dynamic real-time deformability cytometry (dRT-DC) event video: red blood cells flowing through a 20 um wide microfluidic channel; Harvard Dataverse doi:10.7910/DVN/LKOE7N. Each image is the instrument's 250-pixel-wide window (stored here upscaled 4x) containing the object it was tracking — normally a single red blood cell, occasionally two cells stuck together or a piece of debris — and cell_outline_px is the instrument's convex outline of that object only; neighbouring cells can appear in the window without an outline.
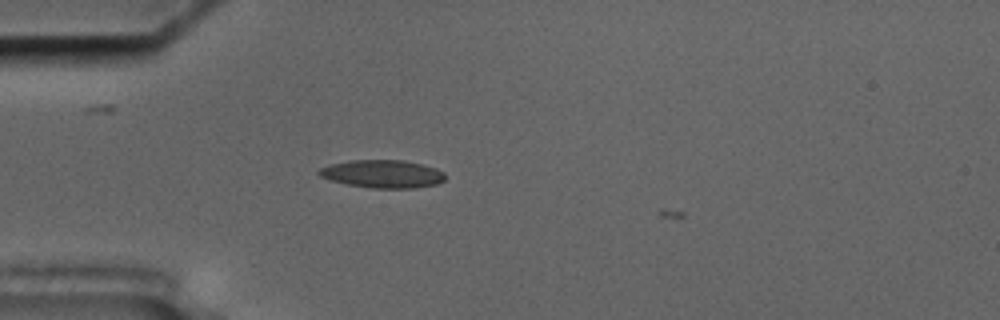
{"species": "common noctule bat (a hibernating species)", "species_latin": "Nyctalus noctula", "temperature_condition": "cold", "stored_images_in_passage": 9, "camera_frame_rate_fps": 3000, "um_per_image_px": 0.085, "animal": {"sex": "male", "body_mass_g": 17.5, "forearm_length_mm": 52.3}, "frame": {"image": 1, "passage_image": 4, "time_ms": 1.0, "image_size_px": [1000, 320], "cell_outline_px": [[444, 180], [436, 184], [412, 188], [372, 188], [348, 184], [332, 180], [320, 176], [316, 172], [320, 168], [328, 164], [348, 160], [404, 160], [424, 164], [436, 168], [444, 172]], "centroid_in_image_um": [32.51, 14.76], "position_along_channel_um": 52.5, "area_um2": 20.58}}